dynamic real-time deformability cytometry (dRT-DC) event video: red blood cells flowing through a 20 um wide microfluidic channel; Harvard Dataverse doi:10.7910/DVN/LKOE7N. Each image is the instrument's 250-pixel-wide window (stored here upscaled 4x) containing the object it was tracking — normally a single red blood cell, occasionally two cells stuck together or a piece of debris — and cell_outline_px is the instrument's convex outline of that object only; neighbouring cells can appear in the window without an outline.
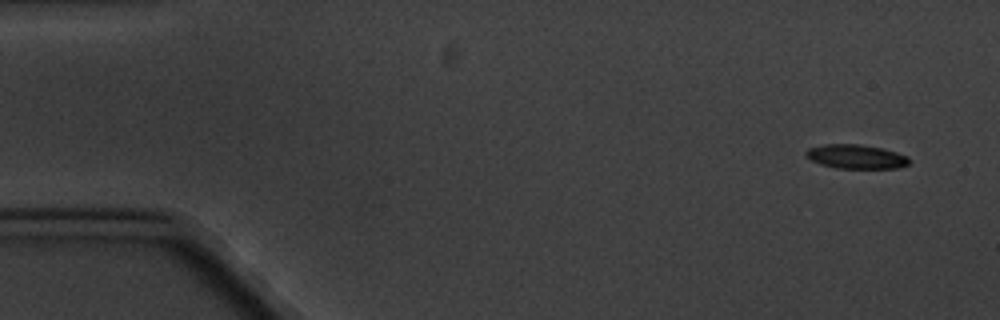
{"species": "common noctule bat (a hibernating species)", "species_latin": "Nyctalus noctula", "temperature_condition": "cold", "stored_images_in_passage": 5, "camera_frame_rate_fps": 3000, "um_per_image_px": 0.085, "animal": {"sex": "male", "body_mass_g": 20.1, "forearm_length_mm": 53.5}, "frame": {"image": 1, "passage_image": 1, "time_ms": 0.0, "image_size_px": [1000, 320], "cell_outline_px": [[908, 164], [900, 168], [836, 168], [820, 164], [804, 156], [804, 152], [808, 148], [824, 144], [860, 144], [880, 148], [896, 152], [908, 156]], "centroid_in_image_um": [72.72, 13.31], "position_along_channel_um": 12.3, "area_um2": 14.51}}
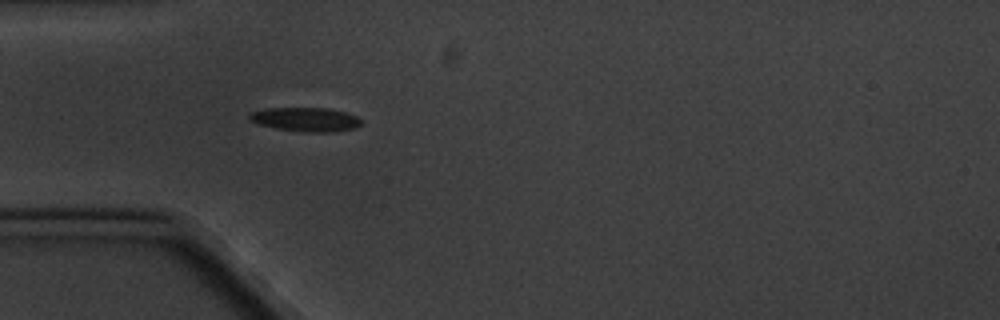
{"frame": {"image": 2, "passage_image": 5, "time_ms": 4.667, "image_size_px": [1000, 320], "cell_outline_px": [[360, 124], [356, 128], [336, 132], [300, 132], [276, 128], [256, 124], [248, 116], [252, 112], [264, 108], [328, 108], [344, 112], [356, 116], [360, 120]], "centroid_in_image_um": [25.97, 10.16], "position_along_channel_um": 59.0, "area_um2": 15.66}}